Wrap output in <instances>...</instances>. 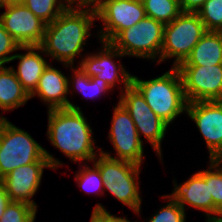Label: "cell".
<instances>
[{
  "label": "cell",
  "instance_id": "6da1fadb",
  "mask_svg": "<svg viewBox=\"0 0 222 222\" xmlns=\"http://www.w3.org/2000/svg\"><path fill=\"white\" fill-rule=\"evenodd\" d=\"M96 20V10L68 6L53 22L45 26L43 40L39 45L44 54L71 67L76 56L85 50L87 38Z\"/></svg>",
  "mask_w": 222,
  "mask_h": 222
},
{
  "label": "cell",
  "instance_id": "7a4b0ae2",
  "mask_svg": "<svg viewBox=\"0 0 222 222\" xmlns=\"http://www.w3.org/2000/svg\"><path fill=\"white\" fill-rule=\"evenodd\" d=\"M47 137L71 161L92 162L98 154L90 123L82 110L71 108L48 110Z\"/></svg>",
  "mask_w": 222,
  "mask_h": 222
},
{
  "label": "cell",
  "instance_id": "3957f363",
  "mask_svg": "<svg viewBox=\"0 0 222 222\" xmlns=\"http://www.w3.org/2000/svg\"><path fill=\"white\" fill-rule=\"evenodd\" d=\"M132 84L143 95L152 111L168 125L174 122L178 115L186 113L187 100L176 67L159 77L145 81L132 75Z\"/></svg>",
  "mask_w": 222,
  "mask_h": 222
},
{
  "label": "cell",
  "instance_id": "277c9868",
  "mask_svg": "<svg viewBox=\"0 0 222 222\" xmlns=\"http://www.w3.org/2000/svg\"><path fill=\"white\" fill-rule=\"evenodd\" d=\"M37 161H48L54 170L63 165L28 132L6 119L0 128V180L17 167Z\"/></svg>",
  "mask_w": 222,
  "mask_h": 222
},
{
  "label": "cell",
  "instance_id": "5b68a950",
  "mask_svg": "<svg viewBox=\"0 0 222 222\" xmlns=\"http://www.w3.org/2000/svg\"><path fill=\"white\" fill-rule=\"evenodd\" d=\"M92 161L99 169L104 182V191L108 190L123 205H127L136 214L141 211V196L139 173L140 165L135 163L113 159L101 152Z\"/></svg>",
  "mask_w": 222,
  "mask_h": 222
},
{
  "label": "cell",
  "instance_id": "8992f818",
  "mask_svg": "<svg viewBox=\"0 0 222 222\" xmlns=\"http://www.w3.org/2000/svg\"><path fill=\"white\" fill-rule=\"evenodd\" d=\"M206 32L197 13L182 12L171 23L164 25L162 49L157 63L174 58L172 66L177 67L186 60Z\"/></svg>",
  "mask_w": 222,
  "mask_h": 222
},
{
  "label": "cell",
  "instance_id": "52a82bcc",
  "mask_svg": "<svg viewBox=\"0 0 222 222\" xmlns=\"http://www.w3.org/2000/svg\"><path fill=\"white\" fill-rule=\"evenodd\" d=\"M164 24L145 16L141 21L122 30L110 43L125 56L160 59Z\"/></svg>",
  "mask_w": 222,
  "mask_h": 222
},
{
  "label": "cell",
  "instance_id": "ba28073f",
  "mask_svg": "<svg viewBox=\"0 0 222 222\" xmlns=\"http://www.w3.org/2000/svg\"><path fill=\"white\" fill-rule=\"evenodd\" d=\"M119 102L135 123L140 140L142 141L143 135L156 151L157 156L162 159L161 143L169 125L152 111L143 95L132 83L121 91Z\"/></svg>",
  "mask_w": 222,
  "mask_h": 222
},
{
  "label": "cell",
  "instance_id": "9c48e42d",
  "mask_svg": "<svg viewBox=\"0 0 222 222\" xmlns=\"http://www.w3.org/2000/svg\"><path fill=\"white\" fill-rule=\"evenodd\" d=\"M113 111L108 137L116 151V157L101 148L98 150L110 158L129 161L141 166L144 159L143 141L139 138L135 123L120 102Z\"/></svg>",
  "mask_w": 222,
  "mask_h": 222
},
{
  "label": "cell",
  "instance_id": "30bf717a",
  "mask_svg": "<svg viewBox=\"0 0 222 222\" xmlns=\"http://www.w3.org/2000/svg\"><path fill=\"white\" fill-rule=\"evenodd\" d=\"M96 10V20H101L100 42L110 43L122 30L130 28L145 16L142 0H105Z\"/></svg>",
  "mask_w": 222,
  "mask_h": 222
},
{
  "label": "cell",
  "instance_id": "8fae6325",
  "mask_svg": "<svg viewBox=\"0 0 222 222\" xmlns=\"http://www.w3.org/2000/svg\"><path fill=\"white\" fill-rule=\"evenodd\" d=\"M187 103L222 101V64L177 66Z\"/></svg>",
  "mask_w": 222,
  "mask_h": 222
},
{
  "label": "cell",
  "instance_id": "7c38bea8",
  "mask_svg": "<svg viewBox=\"0 0 222 222\" xmlns=\"http://www.w3.org/2000/svg\"><path fill=\"white\" fill-rule=\"evenodd\" d=\"M6 10L0 15L5 30L20 46L41 44L46 24L30 11L22 2L3 6Z\"/></svg>",
  "mask_w": 222,
  "mask_h": 222
},
{
  "label": "cell",
  "instance_id": "4fadbf2b",
  "mask_svg": "<svg viewBox=\"0 0 222 222\" xmlns=\"http://www.w3.org/2000/svg\"><path fill=\"white\" fill-rule=\"evenodd\" d=\"M102 49L98 54H88L82 56L80 69L89 77L103 79L108 86L113 90L116 83L123 84V91L132 83V74L126 71L122 63L116 65L113 58L123 57L124 55L116 49L111 43L101 41Z\"/></svg>",
  "mask_w": 222,
  "mask_h": 222
},
{
  "label": "cell",
  "instance_id": "5bb4252c",
  "mask_svg": "<svg viewBox=\"0 0 222 222\" xmlns=\"http://www.w3.org/2000/svg\"><path fill=\"white\" fill-rule=\"evenodd\" d=\"M186 114L204 137L209 159H215L222 152V101L187 103Z\"/></svg>",
  "mask_w": 222,
  "mask_h": 222
},
{
  "label": "cell",
  "instance_id": "9a60e30c",
  "mask_svg": "<svg viewBox=\"0 0 222 222\" xmlns=\"http://www.w3.org/2000/svg\"><path fill=\"white\" fill-rule=\"evenodd\" d=\"M51 168L48 161H37L19 166L0 182L4 185L11 201L30 204L37 209V204L31 199L39 189L43 170Z\"/></svg>",
  "mask_w": 222,
  "mask_h": 222
},
{
  "label": "cell",
  "instance_id": "2e32d148",
  "mask_svg": "<svg viewBox=\"0 0 222 222\" xmlns=\"http://www.w3.org/2000/svg\"><path fill=\"white\" fill-rule=\"evenodd\" d=\"M174 191L169 194L184 210L185 204L203 211L207 219L222 218V213L214 206L210 194L209 183L197 172L187 181L177 184L175 179Z\"/></svg>",
  "mask_w": 222,
  "mask_h": 222
},
{
  "label": "cell",
  "instance_id": "e0dca14e",
  "mask_svg": "<svg viewBox=\"0 0 222 222\" xmlns=\"http://www.w3.org/2000/svg\"><path fill=\"white\" fill-rule=\"evenodd\" d=\"M69 77L65 76L62 71L50 65L44 69L35 91L30 95L32 99L37 95L41 101L48 106V110L71 108L80 110V107L70 102L67 94L70 89L68 87Z\"/></svg>",
  "mask_w": 222,
  "mask_h": 222
},
{
  "label": "cell",
  "instance_id": "ac0fdd59",
  "mask_svg": "<svg viewBox=\"0 0 222 222\" xmlns=\"http://www.w3.org/2000/svg\"><path fill=\"white\" fill-rule=\"evenodd\" d=\"M18 50L27 51L25 54H14L11 61L19 60L17 70L13 68L24 89L31 95L39 82L44 69L49 64L42 55L43 50L38 46H20ZM37 51V52H36Z\"/></svg>",
  "mask_w": 222,
  "mask_h": 222
},
{
  "label": "cell",
  "instance_id": "d6986e66",
  "mask_svg": "<svg viewBox=\"0 0 222 222\" xmlns=\"http://www.w3.org/2000/svg\"><path fill=\"white\" fill-rule=\"evenodd\" d=\"M222 64V31H207L186 60L178 66H213Z\"/></svg>",
  "mask_w": 222,
  "mask_h": 222
},
{
  "label": "cell",
  "instance_id": "ffe728a7",
  "mask_svg": "<svg viewBox=\"0 0 222 222\" xmlns=\"http://www.w3.org/2000/svg\"><path fill=\"white\" fill-rule=\"evenodd\" d=\"M29 99L30 95L19 82L13 67L0 65V110L13 111Z\"/></svg>",
  "mask_w": 222,
  "mask_h": 222
},
{
  "label": "cell",
  "instance_id": "44dd1931",
  "mask_svg": "<svg viewBox=\"0 0 222 222\" xmlns=\"http://www.w3.org/2000/svg\"><path fill=\"white\" fill-rule=\"evenodd\" d=\"M73 71V78L70 80L68 79V87H71L72 84L73 89L76 88L78 92L84 95L86 98H97L101 95H104L106 92L111 89L108 84L103 79H98L95 77L87 76L79 67L74 68L73 66L70 67ZM71 81V83H70ZM75 86V87H74ZM104 93V94H103Z\"/></svg>",
  "mask_w": 222,
  "mask_h": 222
},
{
  "label": "cell",
  "instance_id": "7402d4cb",
  "mask_svg": "<svg viewBox=\"0 0 222 222\" xmlns=\"http://www.w3.org/2000/svg\"><path fill=\"white\" fill-rule=\"evenodd\" d=\"M145 14L164 25L171 23L181 13V7L173 0H142Z\"/></svg>",
  "mask_w": 222,
  "mask_h": 222
},
{
  "label": "cell",
  "instance_id": "603a6c76",
  "mask_svg": "<svg viewBox=\"0 0 222 222\" xmlns=\"http://www.w3.org/2000/svg\"><path fill=\"white\" fill-rule=\"evenodd\" d=\"M22 3L46 25L70 5L66 0H23Z\"/></svg>",
  "mask_w": 222,
  "mask_h": 222
},
{
  "label": "cell",
  "instance_id": "cb8c5ba5",
  "mask_svg": "<svg viewBox=\"0 0 222 222\" xmlns=\"http://www.w3.org/2000/svg\"><path fill=\"white\" fill-rule=\"evenodd\" d=\"M82 165L79 172L75 174V180L79 188L86 193L96 192L98 194L100 192V195H104V182L99 169L94 164L93 168L86 163Z\"/></svg>",
  "mask_w": 222,
  "mask_h": 222
},
{
  "label": "cell",
  "instance_id": "d4e9b609",
  "mask_svg": "<svg viewBox=\"0 0 222 222\" xmlns=\"http://www.w3.org/2000/svg\"><path fill=\"white\" fill-rule=\"evenodd\" d=\"M208 170L198 173L209 183L210 194L213 198L214 206L222 213V168L214 160H210Z\"/></svg>",
  "mask_w": 222,
  "mask_h": 222
},
{
  "label": "cell",
  "instance_id": "484cf974",
  "mask_svg": "<svg viewBox=\"0 0 222 222\" xmlns=\"http://www.w3.org/2000/svg\"><path fill=\"white\" fill-rule=\"evenodd\" d=\"M197 14L207 31H222V0H207Z\"/></svg>",
  "mask_w": 222,
  "mask_h": 222
},
{
  "label": "cell",
  "instance_id": "4316f807",
  "mask_svg": "<svg viewBox=\"0 0 222 222\" xmlns=\"http://www.w3.org/2000/svg\"><path fill=\"white\" fill-rule=\"evenodd\" d=\"M37 210L30 204L11 201L0 218V222H33Z\"/></svg>",
  "mask_w": 222,
  "mask_h": 222
},
{
  "label": "cell",
  "instance_id": "83f0119b",
  "mask_svg": "<svg viewBox=\"0 0 222 222\" xmlns=\"http://www.w3.org/2000/svg\"><path fill=\"white\" fill-rule=\"evenodd\" d=\"M162 197H166L169 202L153 214L154 216L150 217L148 222H186L185 210L170 195Z\"/></svg>",
  "mask_w": 222,
  "mask_h": 222
},
{
  "label": "cell",
  "instance_id": "f1b7e54d",
  "mask_svg": "<svg viewBox=\"0 0 222 222\" xmlns=\"http://www.w3.org/2000/svg\"><path fill=\"white\" fill-rule=\"evenodd\" d=\"M20 45L15 39L5 30L0 22V65H5L11 62L13 55H8L17 51Z\"/></svg>",
  "mask_w": 222,
  "mask_h": 222
},
{
  "label": "cell",
  "instance_id": "f546056e",
  "mask_svg": "<svg viewBox=\"0 0 222 222\" xmlns=\"http://www.w3.org/2000/svg\"><path fill=\"white\" fill-rule=\"evenodd\" d=\"M90 222H133L125 217L110 214L101 203L97 204L91 214ZM136 222V221H135Z\"/></svg>",
  "mask_w": 222,
  "mask_h": 222
},
{
  "label": "cell",
  "instance_id": "4dcf8cb0",
  "mask_svg": "<svg viewBox=\"0 0 222 222\" xmlns=\"http://www.w3.org/2000/svg\"><path fill=\"white\" fill-rule=\"evenodd\" d=\"M207 0H184L180 6L182 12L197 13Z\"/></svg>",
  "mask_w": 222,
  "mask_h": 222
},
{
  "label": "cell",
  "instance_id": "1f68e13d",
  "mask_svg": "<svg viewBox=\"0 0 222 222\" xmlns=\"http://www.w3.org/2000/svg\"><path fill=\"white\" fill-rule=\"evenodd\" d=\"M105 0H74L70 6L76 8H98ZM76 4V5H75Z\"/></svg>",
  "mask_w": 222,
  "mask_h": 222
},
{
  "label": "cell",
  "instance_id": "d6a6232c",
  "mask_svg": "<svg viewBox=\"0 0 222 222\" xmlns=\"http://www.w3.org/2000/svg\"><path fill=\"white\" fill-rule=\"evenodd\" d=\"M11 202L10 197L4 187L0 182V218L4 214L7 205Z\"/></svg>",
  "mask_w": 222,
  "mask_h": 222
},
{
  "label": "cell",
  "instance_id": "836d02e7",
  "mask_svg": "<svg viewBox=\"0 0 222 222\" xmlns=\"http://www.w3.org/2000/svg\"><path fill=\"white\" fill-rule=\"evenodd\" d=\"M222 168V152L214 159Z\"/></svg>",
  "mask_w": 222,
  "mask_h": 222
},
{
  "label": "cell",
  "instance_id": "e575fe53",
  "mask_svg": "<svg viewBox=\"0 0 222 222\" xmlns=\"http://www.w3.org/2000/svg\"><path fill=\"white\" fill-rule=\"evenodd\" d=\"M9 4V0H0V8H3V6H6Z\"/></svg>",
  "mask_w": 222,
  "mask_h": 222
},
{
  "label": "cell",
  "instance_id": "d590c367",
  "mask_svg": "<svg viewBox=\"0 0 222 222\" xmlns=\"http://www.w3.org/2000/svg\"><path fill=\"white\" fill-rule=\"evenodd\" d=\"M207 222H222V218L206 220Z\"/></svg>",
  "mask_w": 222,
  "mask_h": 222
},
{
  "label": "cell",
  "instance_id": "8d00e7d4",
  "mask_svg": "<svg viewBox=\"0 0 222 222\" xmlns=\"http://www.w3.org/2000/svg\"><path fill=\"white\" fill-rule=\"evenodd\" d=\"M6 119H7V118L3 117L2 114H1V116H0V128H1V126H2V124H3V122H4Z\"/></svg>",
  "mask_w": 222,
  "mask_h": 222
},
{
  "label": "cell",
  "instance_id": "74e56055",
  "mask_svg": "<svg viewBox=\"0 0 222 222\" xmlns=\"http://www.w3.org/2000/svg\"><path fill=\"white\" fill-rule=\"evenodd\" d=\"M175 1L177 4H179L180 6L183 4L184 0H173Z\"/></svg>",
  "mask_w": 222,
  "mask_h": 222
},
{
  "label": "cell",
  "instance_id": "f35d334b",
  "mask_svg": "<svg viewBox=\"0 0 222 222\" xmlns=\"http://www.w3.org/2000/svg\"><path fill=\"white\" fill-rule=\"evenodd\" d=\"M23 0H9V3H18V2H22Z\"/></svg>",
  "mask_w": 222,
  "mask_h": 222
},
{
  "label": "cell",
  "instance_id": "ab89813d",
  "mask_svg": "<svg viewBox=\"0 0 222 222\" xmlns=\"http://www.w3.org/2000/svg\"><path fill=\"white\" fill-rule=\"evenodd\" d=\"M68 4H71L74 0H66Z\"/></svg>",
  "mask_w": 222,
  "mask_h": 222
}]
</instances>
